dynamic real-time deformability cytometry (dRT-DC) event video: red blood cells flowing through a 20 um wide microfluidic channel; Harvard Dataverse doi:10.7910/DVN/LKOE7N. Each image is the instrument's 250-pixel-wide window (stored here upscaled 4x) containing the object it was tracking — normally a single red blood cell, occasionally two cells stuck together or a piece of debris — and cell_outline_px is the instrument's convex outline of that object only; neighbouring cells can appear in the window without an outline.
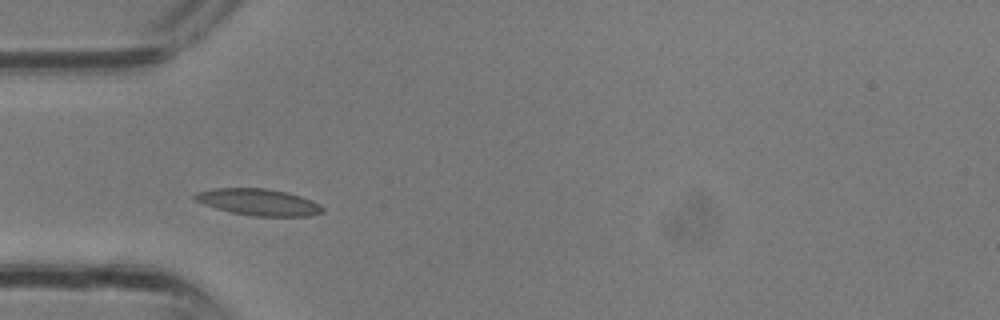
{"species": "common noctule bat (a hibernating species)", "species_latin": "Nyctalus noctula", "temperature_condition": "room temperature", "stored_images_in_passage": 2, "camera_frame_rate_fps": 3000, "um_per_image_px": 0.085, "animal": {"sex": "male", "body_mass_g": 13.3}, "frame": {"image": 1, "passage_image": 2, "time_ms": 0.333, "image_size_px": [1000, 320], "cell_outline_px": [[324, 212], [312, 216], [252, 216], [232, 212], [216, 208], [204, 204], [196, 200], [192, 196], [196, 192], [212, 188], [268, 188], [288, 192], [312, 200], [320, 204], [324, 208]], "centroid_in_image_um": [22.0, 17.17], "position_along_channel_um": 63.0, "area_um2": 19.94}}